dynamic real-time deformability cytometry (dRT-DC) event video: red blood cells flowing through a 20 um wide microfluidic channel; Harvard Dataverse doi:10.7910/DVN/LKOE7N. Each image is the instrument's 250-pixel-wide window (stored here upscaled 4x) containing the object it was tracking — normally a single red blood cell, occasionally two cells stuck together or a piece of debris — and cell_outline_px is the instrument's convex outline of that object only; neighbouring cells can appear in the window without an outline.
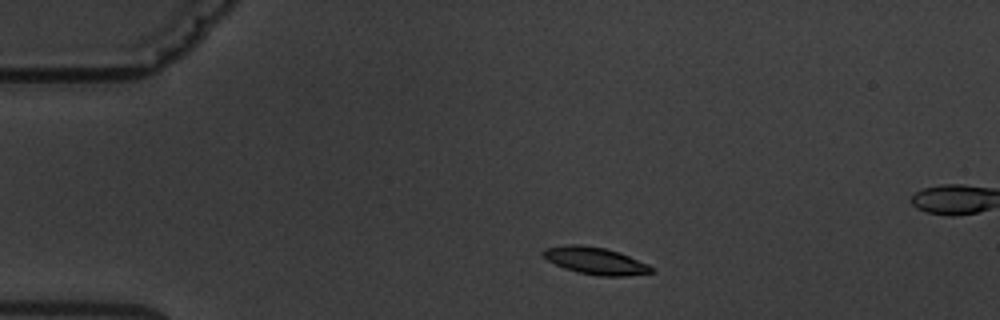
{"species": "common noctule bat (a hibernating species)", "species_latin": "Nyctalus noctula", "temperature_condition": "warm", "stored_images_in_passage": 4, "camera_frame_rate_fps": 3000, "um_per_image_px": 0.085, "animal": {"sex": "male", "body_mass_g": 19.5, "forearm_length_mm": 54.6}, "frame": {"image": 1, "passage_image": 2, "time_ms": 1.333, "image_size_px": [1000, 320], "cell_outline_px": [[652, 272], [628, 276], [596, 276], [576, 272], [564, 268], [548, 260], [540, 252], [544, 248], [568, 244], [576, 244], [604, 248], [620, 252], [648, 264], [652, 268]], "centroid_in_image_um": [50.58, 22.17], "position_along_channel_um": 34.4, "area_um2": 17.11}}